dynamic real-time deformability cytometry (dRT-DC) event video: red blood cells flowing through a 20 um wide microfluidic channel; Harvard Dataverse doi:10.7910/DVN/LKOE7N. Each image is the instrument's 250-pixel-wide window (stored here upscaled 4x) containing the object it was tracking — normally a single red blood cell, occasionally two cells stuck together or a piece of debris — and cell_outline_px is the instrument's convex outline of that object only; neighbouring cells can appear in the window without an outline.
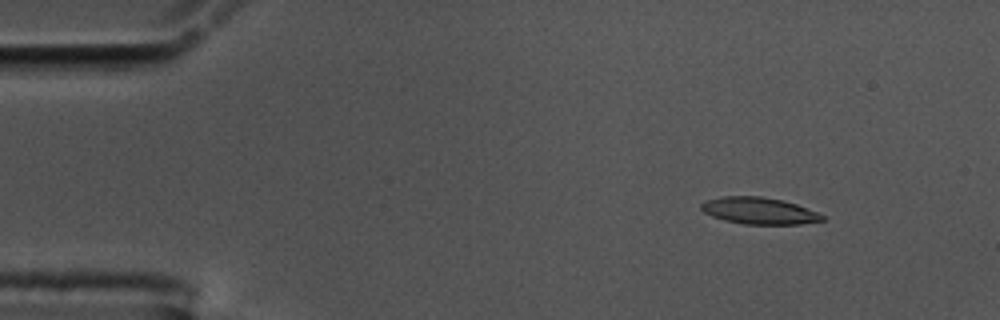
{"species": "common noctule bat (a hibernating species)", "species_latin": "Nyctalus noctula", "temperature_condition": "cold", "stored_images_in_passage": 46, "camera_frame_rate_fps": 3000, "um_per_image_px": 0.085, "animal": {"sex": "male", "body_mass_g": 17.5, "forearm_length_mm": 52.3}, "frame": {"image": 1, "passage_image": 1, "time_ms": 0.0, "image_size_px": [1000, 320], "cell_outline_px": [[824, 220], [800, 224], [744, 224], [724, 220], [712, 216], [704, 212], [700, 208], [700, 204], [704, 200], [724, 196], [760, 196], [780, 200], [796, 204], [816, 212], [824, 216]], "centroid_in_image_um": [64.47, 17.91], "position_along_channel_um": 20.5, "area_um2": 18.73}}
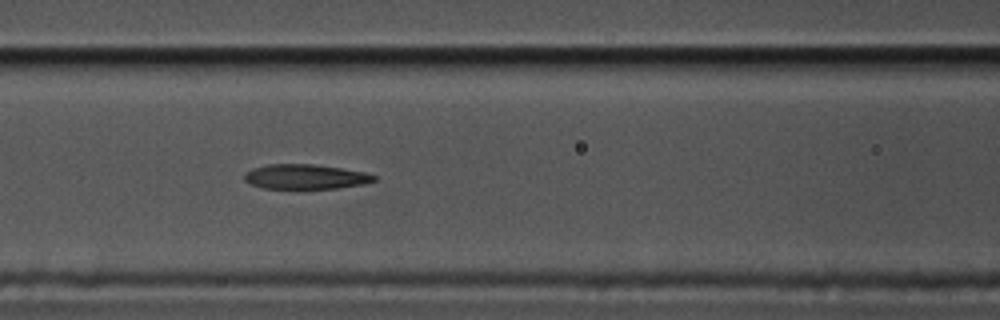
{"frame": {"image": 2, "passage_image": 18, "time_ms": 5.667, "image_size_px": [1000, 320], "cell_outline_px": [[376, 180], [364, 184], [340, 188], [264, 188], [252, 184], [244, 180], [244, 172], [252, 168], [268, 164], [316, 164], [364, 172], [376, 176]], "centroid_in_image_um": [25.95, 15.01], "position_along_channel_um": 140.6, "area_um2": 18.67}}
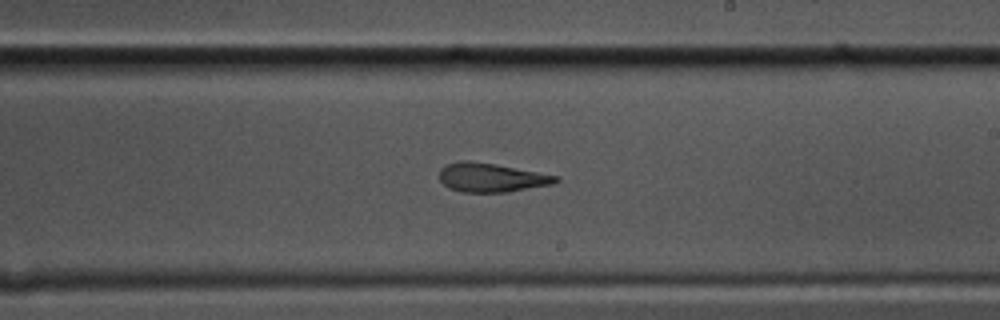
{"frame": {"image": 3, "passage_image": 27, "time_ms": 8.667, "image_size_px": [1000, 320], "cell_outline_px": [[560, 180], [552, 184], [508, 192], [460, 192], [448, 188], [440, 180], [440, 168], [448, 164], [460, 160], [464, 160], [492, 164], [560, 176]], "centroid_in_image_um": [41.75, 15.1], "position_along_channel_um": 247.3, "area_um2": 19.42}}